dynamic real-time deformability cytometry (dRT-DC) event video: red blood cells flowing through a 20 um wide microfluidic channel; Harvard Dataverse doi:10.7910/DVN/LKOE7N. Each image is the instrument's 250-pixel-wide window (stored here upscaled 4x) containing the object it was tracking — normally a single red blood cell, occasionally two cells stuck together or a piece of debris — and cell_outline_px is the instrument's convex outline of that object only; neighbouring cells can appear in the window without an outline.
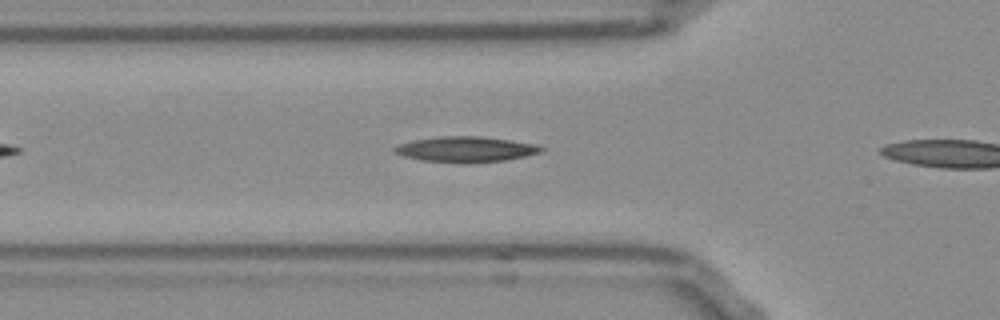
{"species": "Egyptian fruit bat (a non-hibernating species)", "species_latin": "Rousettus aegyptiacus", "temperature_condition": "room temperature", "stored_images_in_passage": 8, "camera_frame_rate_fps": 3000, "um_per_image_px": 0.085, "frame": {"image": 1, "passage_image": 7, "time_ms": 2.0, "image_size_px": [1000, 320], "cell_outline_px": [[544, 152], [504, 160], [420, 160], [404, 156], [392, 152], [392, 148], [400, 144], [412, 140], [440, 136], [480, 136], [536, 144], [544, 148]], "centroid_in_image_um": [39.57, 12.64], "position_along_channel_um": 86.2, "area_um2": 20.75}}